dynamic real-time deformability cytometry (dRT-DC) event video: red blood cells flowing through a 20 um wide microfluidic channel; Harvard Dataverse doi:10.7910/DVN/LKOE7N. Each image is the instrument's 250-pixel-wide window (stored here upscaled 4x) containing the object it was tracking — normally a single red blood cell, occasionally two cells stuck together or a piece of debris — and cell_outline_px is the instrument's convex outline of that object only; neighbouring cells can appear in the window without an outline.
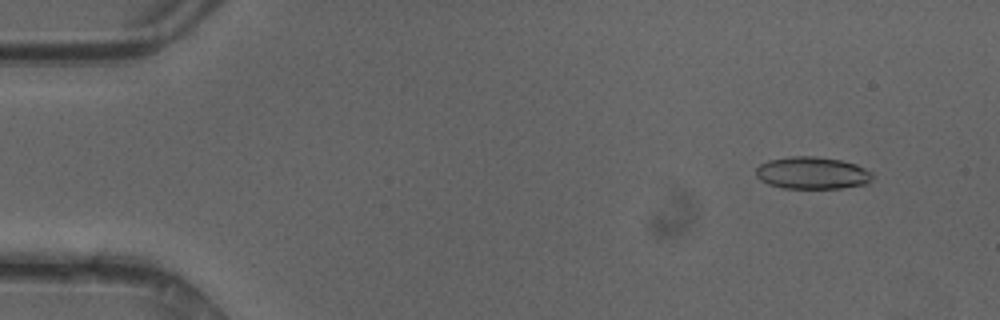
{"species": "common noctule bat (a hibernating species)", "species_latin": "Nyctalus noctula", "temperature_condition": "cold", "stored_images_in_passage": 48, "camera_frame_rate_fps": 3000, "um_per_image_px": 0.085, "animal": {"sex": "female"}, "frame": {"image": 1, "passage_image": 4, "time_ms": 1.0, "image_size_px": [1000, 320], "cell_outline_px": [[872, 180], [868, 184], [840, 188], [784, 188], [768, 184], [760, 180], [756, 176], [756, 168], [760, 164], [768, 160], [792, 156], [816, 156], [840, 160], [856, 164], [872, 172]], "centroid_in_image_um": [69.04, 14.7], "position_along_channel_um": 16.0, "area_um2": 21.96}}
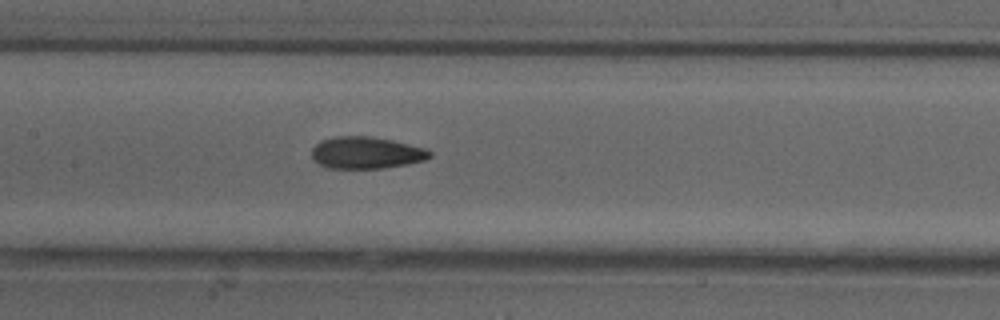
{"frame": {"image": 2, "passage_image": 23, "time_ms": 7.333, "image_size_px": [1000, 320], "cell_outline_px": [[432, 156], [424, 160], [408, 164], [384, 168], [328, 168], [312, 160], [312, 148], [320, 140], [332, 136], [372, 136], [392, 140], [428, 148], [432, 152]], "centroid_in_image_um": [31.14, 12.97], "position_along_channel_um": 176.3, "area_um2": 22.25}}
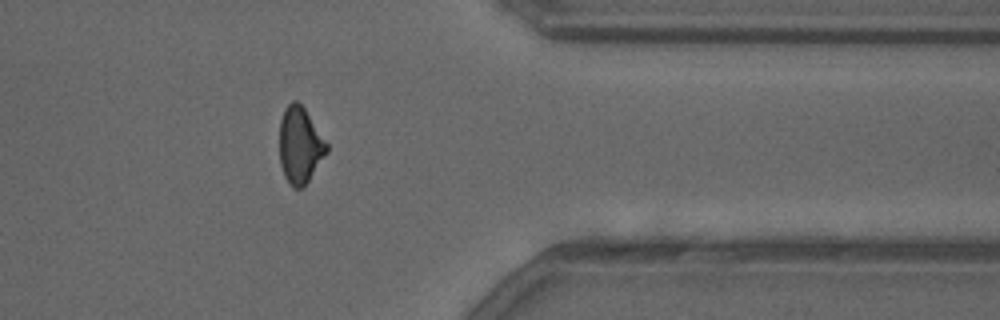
{"frame": {"image": 3, "passage_image": 39, "time_ms": 12.667, "image_size_px": [1000, 320], "cell_outline_px": [[328, 152], [308, 180], [300, 188], [292, 188], [288, 184], [284, 176], [280, 164], [280, 120], [284, 108], [292, 100], [296, 100], [304, 108], [328, 144]], "centroid_in_image_um": [25.48, 12.34], "position_along_channel_um": 385.9, "area_um2": 20.92}, "authors_computed_cell_mechanics": {"area_um2": 21.6461, "velocity_mm_per_s": 4.2124, "shape_relaxation_time_tau1_ms": 5.4592, "shape_relaxation_time_tau2_ms": 2.3244, "deformation_change_tau1": 0.1515, "deformation_change_tau2": 0.0967}}